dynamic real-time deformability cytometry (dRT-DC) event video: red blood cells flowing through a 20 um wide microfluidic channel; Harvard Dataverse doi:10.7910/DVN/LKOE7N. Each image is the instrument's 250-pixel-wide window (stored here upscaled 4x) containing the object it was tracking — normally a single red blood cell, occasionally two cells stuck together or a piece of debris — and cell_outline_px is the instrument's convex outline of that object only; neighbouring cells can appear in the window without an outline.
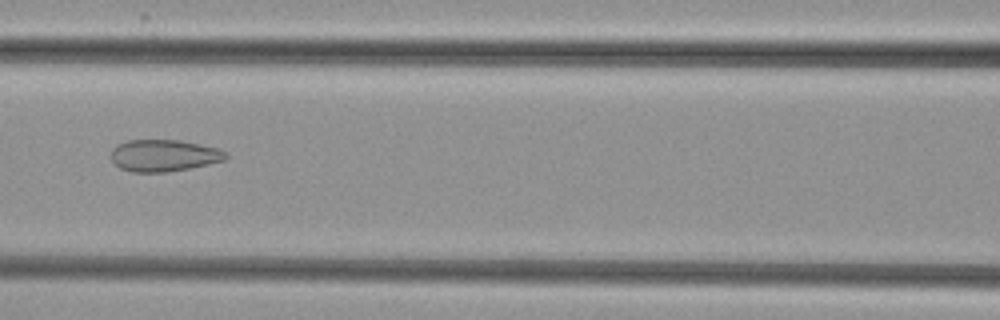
{"species": "common noctule bat (a hibernating species)", "species_latin": "Nyctalus noctula", "temperature_condition": "cold", "stored_images_in_passage": 7, "camera_frame_rate_fps": 3000, "um_per_image_px": 0.085, "animal": {"sex": "female", "body_mass_g": 29.2, "forearm_length_mm": 56.3}, "frame": {"image": 1, "passage_image": 7, "time_ms": 7.0, "image_size_px": [1000, 320], "cell_outline_px": [[228, 156], [224, 160], [208, 164], [168, 172], [132, 172], [120, 168], [112, 160], [112, 148], [116, 144], [128, 140], [180, 140], [200, 144], [216, 148], [224, 152]], "centroid_in_image_um": [13.89, 13.21], "position_along_channel_um": 152.7, "area_um2": 21.15}}